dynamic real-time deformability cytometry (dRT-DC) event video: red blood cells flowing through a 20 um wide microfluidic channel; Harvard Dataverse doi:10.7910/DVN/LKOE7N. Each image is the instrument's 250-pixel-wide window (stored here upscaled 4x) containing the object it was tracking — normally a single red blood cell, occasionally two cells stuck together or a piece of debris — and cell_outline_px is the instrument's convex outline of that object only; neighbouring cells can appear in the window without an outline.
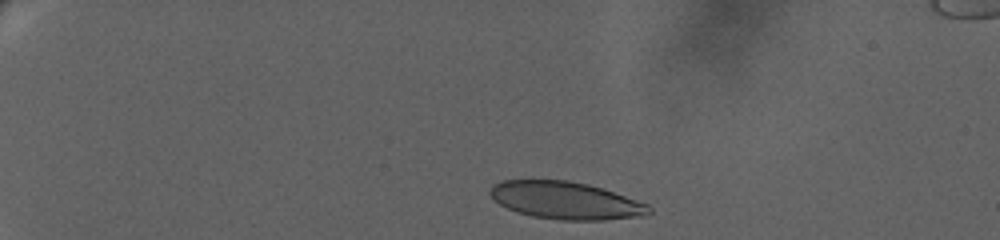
{"species": "human", "species_latin": "Homo sapiens", "temperature_condition": "warm", "stored_images_in_passage": 34, "camera_frame_rate_fps": 3000, "um_per_image_px": 0.085, "donor": {"sex": "female"}, "frame": {"image": 1, "passage_image": 2, "time_ms": 0.667, "image_size_px": [1000, 240], "cell_outline_px": [[652, 212], [644, 216], [604, 220], [560, 220], [532, 216], [516, 212], [500, 204], [488, 192], [492, 184], [504, 180], [568, 180], [588, 184], [604, 188], [648, 204], [652, 208]], "centroid_in_image_um": [48.11, 17.04], "position_along_channel_um": 36.9, "area_um2": 34.85}}
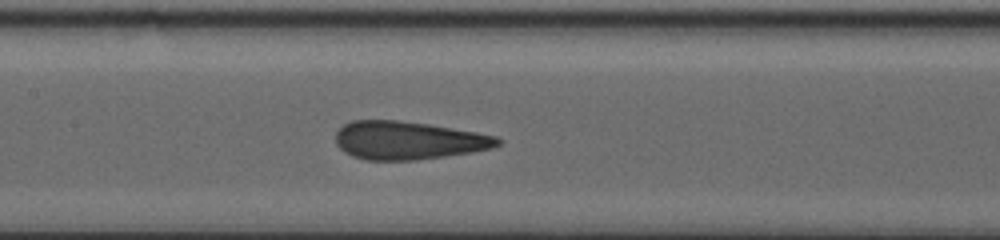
{"frame": {"image": 2, "passage_image": 21, "time_ms": 8.0, "image_size_px": [1000, 240], "cell_outline_px": [[500, 144], [492, 148], [472, 152], [416, 160], [368, 160], [352, 156], [344, 152], [336, 144], [336, 132], [344, 124], [352, 120], [396, 120], [428, 124], [476, 132], [496, 136], [500, 140]], "centroid_in_image_um": [34.67, 11.93], "position_along_channel_um": 172.7, "area_um2": 35.89}}
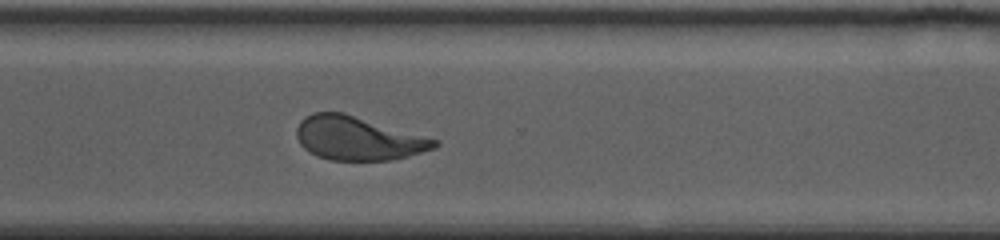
{"frame": {"image": 3, "passage_image": 34, "time_ms": 13.333, "image_size_px": [1000, 240], "cell_outline_px": [[440, 144], [436, 148], [408, 156], [388, 160], [332, 160], [316, 156], [304, 148], [300, 144], [296, 136], [296, 128], [300, 120], [304, 116], [312, 112], [344, 112], [440, 140]], "centroid_in_image_um": [30.43, 11.74], "position_along_channel_um": 340.2, "area_um2": 35.37}}